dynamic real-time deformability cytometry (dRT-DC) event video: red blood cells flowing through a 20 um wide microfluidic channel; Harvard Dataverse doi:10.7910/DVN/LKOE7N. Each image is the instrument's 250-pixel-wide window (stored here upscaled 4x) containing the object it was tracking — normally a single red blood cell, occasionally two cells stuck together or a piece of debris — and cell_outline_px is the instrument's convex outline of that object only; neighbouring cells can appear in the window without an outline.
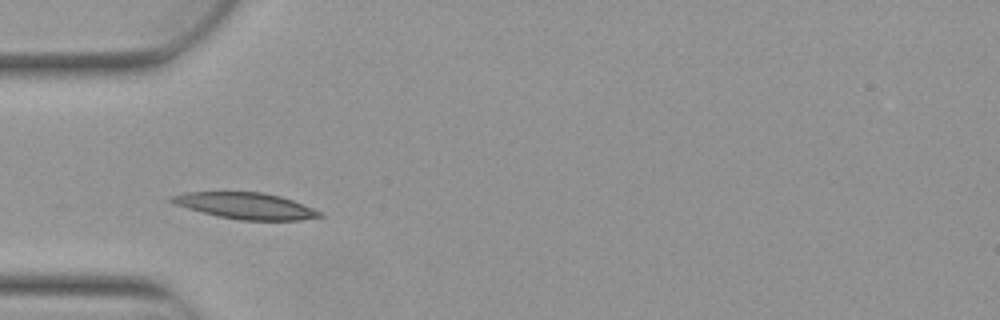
{"species": "Egyptian fruit bat (a non-hibernating species)", "species_latin": "Rousettus aegyptiacus", "temperature_condition": "warm", "stored_images_in_passage": 4, "camera_frame_rate_fps": 3000, "um_per_image_px": 0.085, "animal": {"sex": "female"}, "frame": {"image": 1, "passage_image": 3, "time_ms": 0.667, "image_size_px": [1000, 320], "cell_outline_px": [[324, 216], [300, 220], [240, 220], [216, 216], [188, 208], [176, 204], [168, 200], [168, 196], [188, 192], [260, 192], [280, 196], [292, 200], [324, 212]], "centroid_in_image_um": [20.9, 17.5], "position_along_channel_um": 64.1, "area_um2": 22.66}}